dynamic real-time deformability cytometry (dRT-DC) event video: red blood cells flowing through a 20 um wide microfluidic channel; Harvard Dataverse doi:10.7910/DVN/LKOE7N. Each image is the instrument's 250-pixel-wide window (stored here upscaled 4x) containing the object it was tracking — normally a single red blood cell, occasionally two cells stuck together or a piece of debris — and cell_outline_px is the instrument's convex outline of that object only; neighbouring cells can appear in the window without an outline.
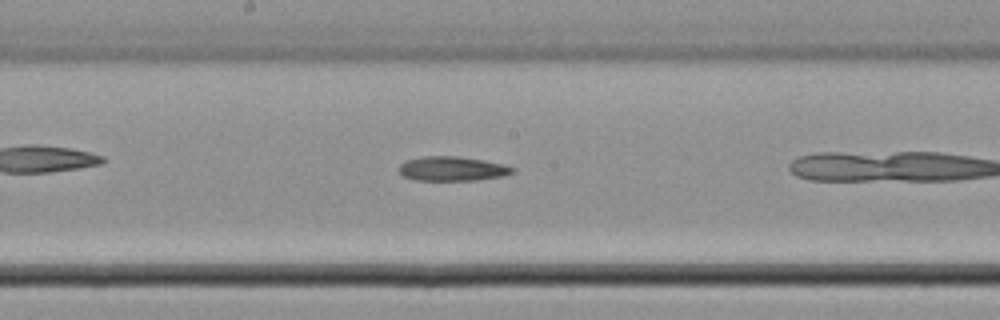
{"species": "common noctule bat (a hibernating species)", "species_latin": "Nyctalus noctula", "temperature_condition": "cold", "stored_images_in_passage": 26, "camera_frame_rate_fps": 3000, "um_per_image_px": 0.085, "animal": {"sex": "male", "body_mass_g": 21.5, "forearm_length_mm": 52.0}, "frame": {"image": 1, "passage_image": 15, "time_ms": 4.667, "image_size_px": [1000, 320], "cell_outline_px": [[516, 168], [512, 172], [504, 176], [476, 180], [416, 180], [404, 176], [396, 168], [404, 160], [420, 156], [456, 156], [484, 160], [504, 164]], "centroid_in_image_um": [38.41, 14.33], "position_along_channel_um": 209.8, "area_um2": 16.3}}